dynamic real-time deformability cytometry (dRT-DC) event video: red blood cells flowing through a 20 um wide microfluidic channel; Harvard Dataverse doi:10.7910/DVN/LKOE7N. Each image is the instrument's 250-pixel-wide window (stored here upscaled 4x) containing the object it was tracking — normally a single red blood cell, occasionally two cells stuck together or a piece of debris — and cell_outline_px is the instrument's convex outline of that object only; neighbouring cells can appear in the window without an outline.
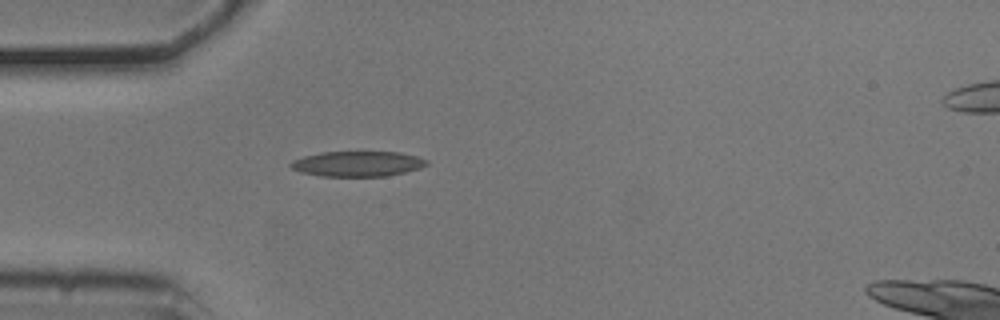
{"species": "common noctule bat (a hibernating species)", "species_latin": "Nyctalus noctula", "temperature_condition": "cold", "stored_images_in_passage": 39, "camera_frame_rate_fps": 3000, "um_per_image_px": 0.085, "animal": {"sex": "male", "body_mass_g": 20.5, "forearm_length_mm": 52.5}, "frame": {"image": 1, "passage_image": 1, "time_ms": 0.0, "image_size_px": [1000, 320], "cell_outline_px": [[428, 164], [420, 168], [388, 176], [320, 176], [300, 172], [292, 168], [288, 164], [292, 160], [304, 156], [324, 152], [400, 152], [416, 156], [428, 160]], "centroid_in_image_um": [30.39, 13.92], "position_along_channel_um": 54.6, "area_um2": 20.0}}
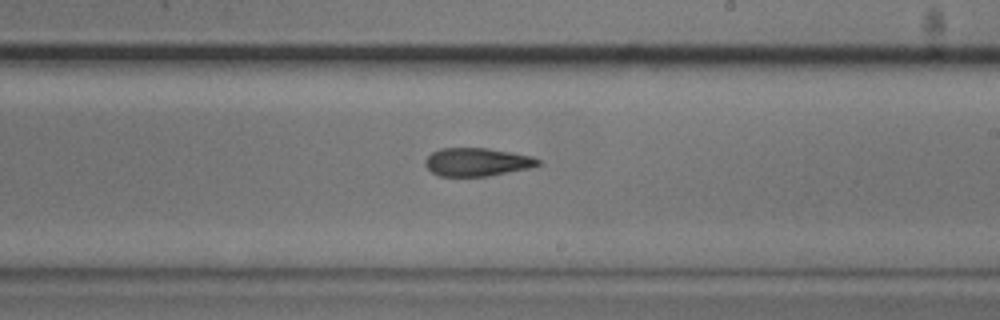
{"frame": {"image": 2, "passage_image": 17, "time_ms": 5.333, "image_size_px": [1000, 320], "cell_outline_px": [[540, 164], [528, 168], [488, 176], [440, 176], [432, 172], [424, 164], [424, 160], [432, 152], [440, 148], [488, 148], [512, 152], [532, 156], [540, 160]], "centroid_in_image_um": [40.53, 13.76], "position_along_channel_um": 248.5, "area_um2": 18.5}}
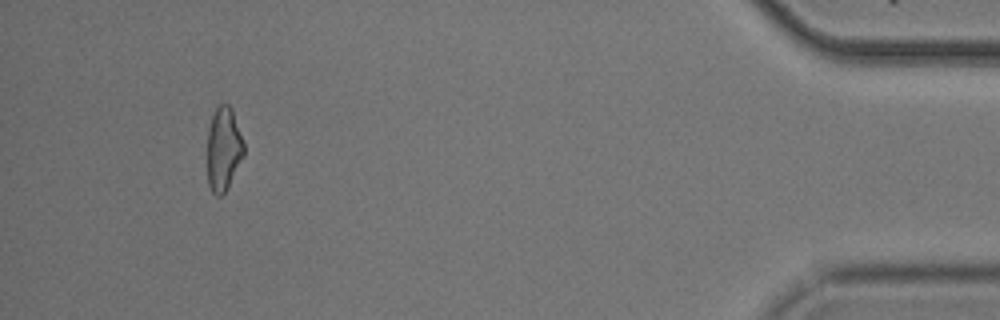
{"frame": {"image": 3, "passage_image": 36, "time_ms": 11.667, "image_size_px": [1000, 320], "cell_outline_px": [[244, 156], [224, 192], [220, 196], [216, 196], [212, 192], [208, 184], [208, 128], [212, 116], [216, 108], [220, 104], [228, 104], [232, 108], [244, 144]], "centroid_in_image_um": [19.0, 12.64], "position_along_channel_um": 416.2, "area_um2": 17.63}, "authors_computed_cell_mechanics": {"area_um2": 19.0162, "velocity_mm_per_s": 3.7318, "shape_relaxation_time_tau1_ms": null, "shape_relaxation_time_tau2_ms": 7.0822, "deformation_change_tau1": null, "deformation_change_tau2": 0.1795}}